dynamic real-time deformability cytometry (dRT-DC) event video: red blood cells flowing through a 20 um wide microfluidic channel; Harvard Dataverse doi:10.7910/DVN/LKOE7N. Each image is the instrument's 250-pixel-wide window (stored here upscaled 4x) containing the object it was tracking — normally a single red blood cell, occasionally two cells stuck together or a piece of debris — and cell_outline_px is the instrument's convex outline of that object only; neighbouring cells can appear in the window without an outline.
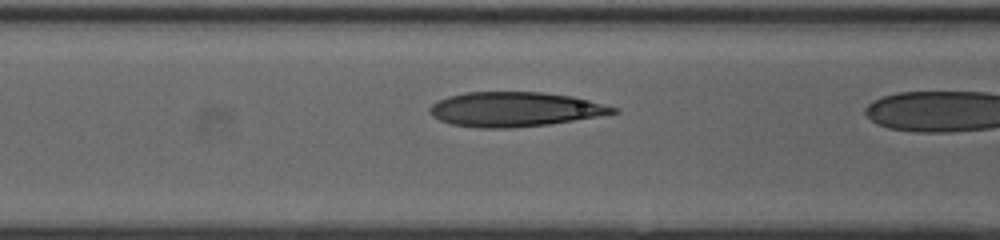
{"species": "human", "species_latin": "Homo sapiens", "temperature_condition": "cold", "stored_images_in_passage": 16, "camera_frame_rate_fps": 3000, "um_per_image_px": 0.085, "donor": {"sex": "female"}, "frame": {"image": 1, "passage_image": 15, "time_ms": 4.667, "image_size_px": [1000, 240], "cell_outline_px": [[620, 112], [548, 124], [508, 128], [476, 128], [452, 124], [440, 120], [432, 116], [428, 112], [428, 108], [432, 104], [448, 96], [464, 92], [540, 92], [572, 96], [620, 108]], "centroid_in_image_um": [43.72, 9.29], "position_along_channel_um": 122.9, "area_um2": 36.82}}